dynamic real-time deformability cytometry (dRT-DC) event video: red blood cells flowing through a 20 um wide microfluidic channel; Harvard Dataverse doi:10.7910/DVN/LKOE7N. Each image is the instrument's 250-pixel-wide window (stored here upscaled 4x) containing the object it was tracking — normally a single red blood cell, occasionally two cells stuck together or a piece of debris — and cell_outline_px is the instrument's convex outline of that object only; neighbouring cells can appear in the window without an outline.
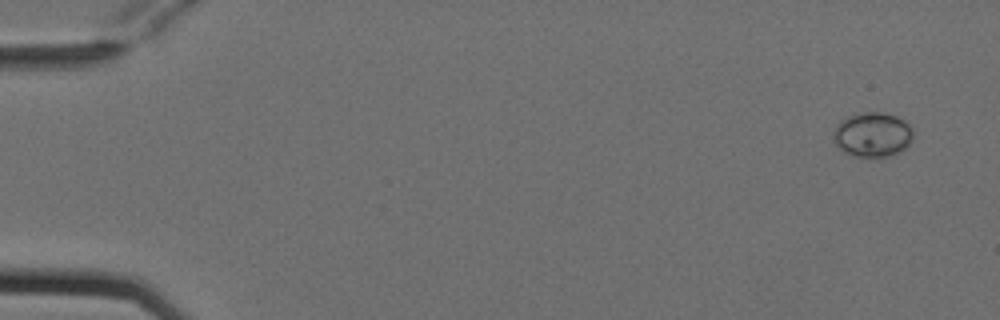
{"species": "Egyptian fruit bat (a non-hibernating species)", "species_latin": "Rousettus aegyptiacus", "temperature_condition": "cold", "stored_images_in_passage": 5, "camera_frame_rate_fps": 3000, "um_per_image_px": 0.085, "animal": {"sex": "female"}, "frame": {"image": 1, "passage_image": 1, "time_ms": 0.0, "image_size_px": [1000, 320], "cell_outline_px": [[912, 140], [900, 152], [892, 156], [852, 156], [844, 152], [836, 144], [836, 124], [840, 120], [848, 116], [864, 112], [884, 112], [896, 116], [904, 120], [912, 128]], "centroid_in_image_um": [74.2, 11.43], "position_along_channel_um": 10.8, "area_um2": 20.52}}
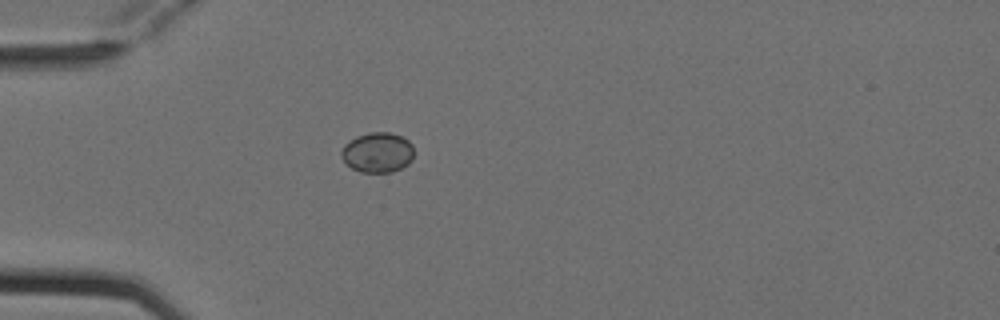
{"frame": {"image": 2, "passage_image": 4, "time_ms": 1.0, "image_size_px": [1000, 320], "cell_outline_px": [[412, 160], [408, 164], [392, 172], [360, 172], [352, 168], [340, 156], [340, 152], [344, 144], [356, 136], [368, 132], [388, 132], [400, 136], [408, 140], [412, 144]], "centroid_in_image_um": [32.07, 12.95], "position_along_channel_um": 52.9, "area_um2": 16.94}}